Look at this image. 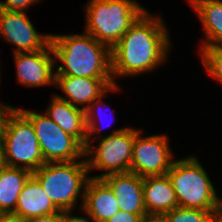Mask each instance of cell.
Wrapping results in <instances>:
<instances>
[{"label": "cell", "instance_id": "obj_1", "mask_svg": "<svg viewBox=\"0 0 222 222\" xmlns=\"http://www.w3.org/2000/svg\"><path fill=\"white\" fill-rule=\"evenodd\" d=\"M161 16L146 10L111 49V68L115 78L151 72L167 61L171 49L168 27Z\"/></svg>", "mask_w": 222, "mask_h": 222}, {"label": "cell", "instance_id": "obj_2", "mask_svg": "<svg viewBox=\"0 0 222 222\" xmlns=\"http://www.w3.org/2000/svg\"><path fill=\"white\" fill-rule=\"evenodd\" d=\"M55 62V76L89 78H113L111 49L97 41L87 32L83 34H51Z\"/></svg>", "mask_w": 222, "mask_h": 222}, {"label": "cell", "instance_id": "obj_3", "mask_svg": "<svg viewBox=\"0 0 222 222\" xmlns=\"http://www.w3.org/2000/svg\"><path fill=\"white\" fill-rule=\"evenodd\" d=\"M85 32L112 49L147 10L134 0H90Z\"/></svg>", "mask_w": 222, "mask_h": 222}, {"label": "cell", "instance_id": "obj_4", "mask_svg": "<svg viewBox=\"0 0 222 222\" xmlns=\"http://www.w3.org/2000/svg\"><path fill=\"white\" fill-rule=\"evenodd\" d=\"M88 174V165L84 157L71 162L45 163L33 172L32 176L59 210L73 211L78 198L82 199V208L85 186L90 178Z\"/></svg>", "mask_w": 222, "mask_h": 222}, {"label": "cell", "instance_id": "obj_5", "mask_svg": "<svg viewBox=\"0 0 222 222\" xmlns=\"http://www.w3.org/2000/svg\"><path fill=\"white\" fill-rule=\"evenodd\" d=\"M166 174L174 188L179 206L211 212L219 210L220 198L196 156L175 160Z\"/></svg>", "mask_w": 222, "mask_h": 222}, {"label": "cell", "instance_id": "obj_6", "mask_svg": "<svg viewBox=\"0 0 222 222\" xmlns=\"http://www.w3.org/2000/svg\"><path fill=\"white\" fill-rule=\"evenodd\" d=\"M1 148L6 166L33 173L45 164L34 127L19 108L8 118Z\"/></svg>", "mask_w": 222, "mask_h": 222}, {"label": "cell", "instance_id": "obj_7", "mask_svg": "<svg viewBox=\"0 0 222 222\" xmlns=\"http://www.w3.org/2000/svg\"><path fill=\"white\" fill-rule=\"evenodd\" d=\"M137 129L123 127L114 130L104 138H98L97 146L90 144L85 148V158L89 173L91 170H103L104 173L90 176L102 179L110 174L130 172L132 150Z\"/></svg>", "mask_w": 222, "mask_h": 222}, {"label": "cell", "instance_id": "obj_8", "mask_svg": "<svg viewBox=\"0 0 222 222\" xmlns=\"http://www.w3.org/2000/svg\"><path fill=\"white\" fill-rule=\"evenodd\" d=\"M32 123L45 163L71 162L85 157L84 146L45 113L19 109Z\"/></svg>", "mask_w": 222, "mask_h": 222}, {"label": "cell", "instance_id": "obj_9", "mask_svg": "<svg viewBox=\"0 0 222 222\" xmlns=\"http://www.w3.org/2000/svg\"><path fill=\"white\" fill-rule=\"evenodd\" d=\"M140 132L134 139L130 172L141 177L165 175L175 161L167 135L142 137Z\"/></svg>", "mask_w": 222, "mask_h": 222}, {"label": "cell", "instance_id": "obj_10", "mask_svg": "<svg viewBox=\"0 0 222 222\" xmlns=\"http://www.w3.org/2000/svg\"><path fill=\"white\" fill-rule=\"evenodd\" d=\"M13 44V53L35 52L43 49L51 34H39L26 12L0 9V37Z\"/></svg>", "mask_w": 222, "mask_h": 222}, {"label": "cell", "instance_id": "obj_11", "mask_svg": "<svg viewBox=\"0 0 222 222\" xmlns=\"http://www.w3.org/2000/svg\"><path fill=\"white\" fill-rule=\"evenodd\" d=\"M13 54L18 83L28 87L54 85L56 62L50 42L35 52Z\"/></svg>", "mask_w": 222, "mask_h": 222}, {"label": "cell", "instance_id": "obj_12", "mask_svg": "<svg viewBox=\"0 0 222 222\" xmlns=\"http://www.w3.org/2000/svg\"><path fill=\"white\" fill-rule=\"evenodd\" d=\"M54 85L67 96L65 98L57 94V97L86 111L92 102L103 96L115 84L113 78L55 76Z\"/></svg>", "mask_w": 222, "mask_h": 222}, {"label": "cell", "instance_id": "obj_13", "mask_svg": "<svg viewBox=\"0 0 222 222\" xmlns=\"http://www.w3.org/2000/svg\"><path fill=\"white\" fill-rule=\"evenodd\" d=\"M102 180L117 197L120 210L139 215L144 221L150 219L144 205L143 177L132 173L110 174Z\"/></svg>", "mask_w": 222, "mask_h": 222}, {"label": "cell", "instance_id": "obj_14", "mask_svg": "<svg viewBox=\"0 0 222 222\" xmlns=\"http://www.w3.org/2000/svg\"><path fill=\"white\" fill-rule=\"evenodd\" d=\"M143 197L149 218H160L179 206L167 174L143 177Z\"/></svg>", "mask_w": 222, "mask_h": 222}, {"label": "cell", "instance_id": "obj_15", "mask_svg": "<svg viewBox=\"0 0 222 222\" xmlns=\"http://www.w3.org/2000/svg\"><path fill=\"white\" fill-rule=\"evenodd\" d=\"M80 210H84L94 222H106L120 208L111 188L102 179L90 177L85 186Z\"/></svg>", "mask_w": 222, "mask_h": 222}, {"label": "cell", "instance_id": "obj_16", "mask_svg": "<svg viewBox=\"0 0 222 222\" xmlns=\"http://www.w3.org/2000/svg\"><path fill=\"white\" fill-rule=\"evenodd\" d=\"M45 114L64 132L75 137L86 148L87 128L85 110L56 96H52Z\"/></svg>", "mask_w": 222, "mask_h": 222}, {"label": "cell", "instance_id": "obj_17", "mask_svg": "<svg viewBox=\"0 0 222 222\" xmlns=\"http://www.w3.org/2000/svg\"><path fill=\"white\" fill-rule=\"evenodd\" d=\"M60 211L45 193L40 183L31 176L18 196L14 214L22 219L48 215Z\"/></svg>", "mask_w": 222, "mask_h": 222}, {"label": "cell", "instance_id": "obj_18", "mask_svg": "<svg viewBox=\"0 0 222 222\" xmlns=\"http://www.w3.org/2000/svg\"><path fill=\"white\" fill-rule=\"evenodd\" d=\"M200 19L205 39L201 50L207 46H222V0H188Z\"/></svg>", "mask_w": 222, "mask_h": 222}, {"label": "cell", "instance_id": "obj_19", "mask_svg": "<svg viewBox=\"0 0 222 222\" xmlns=\"http://www.w3.org/2000/svg\"><path fill=\"white\" fill-rule=\"evenodd\" d=\"M32 172L16 167L5 166L0 172V214L14 213L18 196Z\"/></svg>", "mask_w": 222, "mask_h": 222}, {"label": "cell", "instance_id": "obj_20", "mask_svg": "<svg viewBox=\"0 0 222 222\" xmlns=\"http://www.w3.org/2000/svg\"><path fill=\"white\" fill-rule=\"evenodd\" d=\"M119 87H118V84L117 85H113L103 96H101L100 98L96 99L94 102H92L89 107L86 109L85 111V117H86V128H87V140H86V147L89 146L90 144H92V140H94L97 136V138H101L102 134H101V125L102 124H98V119H100L99 117H103V116H100L101 115V111L98 112L99 114H97V112H95V109L96 111H99V109L102 108L101 105L104 104V97L106 96L107 97V93L108 92H116L118 91ZM103 103V104H102ZM100 107V108H99ZM97 114V115H96ZM101 121V120H100ZM110 124V123H109ZM100 125V126H98ZM95 135V137H93ZM93 137V139L91 138Z\"/></svg>", "mask_w": 222, "mask_h": 222}, {"label": "cell", "instance_id": "obj_21", "mask_svg": "<svg viewBox=\"0 0 222 222\" xmlns=\"http://www.w3.org/2000/svg\"><path fill=\"white\" fill-rule=\"evenodd\" d=\"M211 213L202 209L178 206L159 219L161 222H207Z\"/></svg>", "mask_w": 222, "mask_h": 222}, {"label": "cell", "instance_id": "obj_22", "mask_svg": "<svg viewBox=\"0 0 222 222\" xmlns=\"http://www.w3.org/2000/svg\"><path fill=\"white\" fill-rule=\"evenodd\" d=\"M200 54L210 77L222 83V46L204 47Z\"/></svg>", "mask_w": 222, "mask_h": 222}, {"label": "cell", "instance_id": "obj_23", "mask_svg": "<svg viewBox=\"0 0 222 222\" xmlns=\"http://www.w3.org/2000/svg\"><path fill=\"white\" fill-rule=\"evenodd\" d=\"M41 0H0V9L7 11L26 12L27 8Z\"/></svg>", "mask_w": 222, "mask_h": 222}, {"label": "cell", "instance_id": "obj_24", "mask_svg": "<svg viewBox=\"0 0 222 222\" xmlns=\"http://www.w3.org/2000/svg\"><path fill=\"white\" fill-rule=\"evenodd\" d=\"M15 109L16 108L10 106V104L0 103V147L2 146V140L4 139L8 118Z\"/></svg>", "mask_w": 222, "mask_h": 222}, {"label": "cell", "instance_id": "obj_25", "mask_svg": "<svg viewBox=\"0 0 222 222\" xmlns=\"http://www.w3.org/2000/svg\"><path fill=\"white\" fill-rule=\"evenodd\" d=\"M106 222H144V220L137 214L119 210Z\"/></svg>", "mask_w": 222, "mask_h": 222}, {"label": "cell", "instance_id": "obj_26", "mask_svg": "<svg viewBox=\"0 0 222 222\" xmlns=\"http://www.w3.org/2000/svg\"><path fill=\"white\" fill-rule=\"evenodd\" d=\"M62 221H63L62 210L48 215H42V216L24 219V222H62Z\"/></svg>", "mask_w": 222, "mask_h": 222}, {"label": "cell", "instance_id": "obj_27", "mask_svg": "<svg viewBox=\"0 0 222 222\" xmlns=\"http://www.w3.org/2000/svg\"><path fill=\"white\" fill-rule=\"evenodd\" d=\"M87 216H76L72 215V210L63 211V221L62 222H94V220L83 210ZM92 220V221H90Z\"/></svg>", "mask_w": 222, "mask_h": 222}, {"label": "cell", "instance_id": "obj_28", "mask_svg": "<svg viewBox=\"0 0 222 222\" xmlns=\"http://www.w3.org/2000/svg\"><path fill=\"white\" fill-rule=\"evenodd\" d=\"M0 222H24V219L14 213H1Z\"/></svg>", "mask_w": 222, "mask_h": 222}, {"label": "cell", "instance_id": "obj_29", "mask_svg": "<svg viewBox=\"0 0 222 222\" xmlns=\"http://www.w3.org/2000/svg\"><path fill=\"white\" fill-rule=\"evenodd\" d=\"M207 222H222V212L220 210L212 212Z\"/></svg>", "mask_w": 222, "mask_h": 222}, {"label": "cell", "instance_id": "obj_30", "mask_svg": "<svg viewBox=\"0 0 222 222\" xmlns=\"http://www.w3.org/2000/svg\"><path fill=\"white\" fill-rule=\"evenodd\" d=\"M5 166L6 165H5V160L3 156V151H2V148L0 147V172L3 170Z\"/></svg>", "mask_w": 222, "mask_h": 222}, {"label": "cell", "instance_id": "obj_31", "mask_svg": "<svg viewBox=\"0 0 222 222\" xmlns=\"http://www.w3.org/2000/svg\"><path fill=\"white\" fill-rule=\"evenodd\" d=\"M144 222H161L159 218H150L148 220H145Z\"/></svg>", "mask_w": 222, "mask_h": 222}, {"label": "cell", "instance_id": "obj_32", "mask_svg": "<svg viewBox=\"0 0 222 222\" xmlns=\"http://www.w3.org/2000/svg\"><path fill=\"white\" fill-rule=\"evenodd\" d=\"M219 210L222 212V198L219 199Z\"/></svg>", "mask_w": 222, "mask_h": 222}]
</instances>
